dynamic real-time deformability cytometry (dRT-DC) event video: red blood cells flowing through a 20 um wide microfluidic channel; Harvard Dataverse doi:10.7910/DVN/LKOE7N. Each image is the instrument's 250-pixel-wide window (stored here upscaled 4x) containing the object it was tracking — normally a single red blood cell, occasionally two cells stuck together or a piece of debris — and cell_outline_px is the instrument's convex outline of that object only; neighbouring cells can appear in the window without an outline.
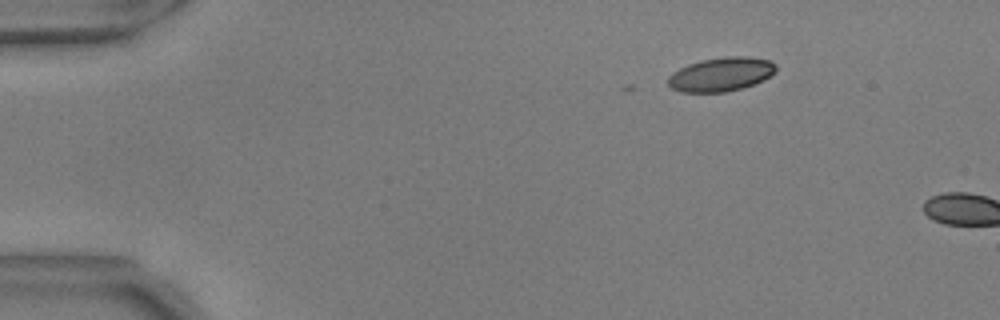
{"species": "common noctule bat (a hibernating species)", "species_latin": "Nyctalus noctula", "temperature_condition": "warm", "stored_images_in_passage": 3, "camera_frame_rate_fps": 3000, "um_per_image_px": 0.085, "animal": {"sex": "male", "body_mass_g": 17.9, "forearm_length_mm": 54.2}, "frame": {"image": 1, "passage_image": 1, "time_ms": 0.0, "image_size_px": [1000, 320], "cell_outline_px": [[776, 72], [752, 84], [740, 88], [724, 92], [680, 92], [672, 88], [668, 84], [668, 76], [672, 72], [688, 64], [700, 60], [724, 56], [748, 56], [772, 60], [776, 64]], "centroid_in_image_um": [61.27, 6.29], "position_along_channel_um": 23.7, "area_um2": 21.33}}